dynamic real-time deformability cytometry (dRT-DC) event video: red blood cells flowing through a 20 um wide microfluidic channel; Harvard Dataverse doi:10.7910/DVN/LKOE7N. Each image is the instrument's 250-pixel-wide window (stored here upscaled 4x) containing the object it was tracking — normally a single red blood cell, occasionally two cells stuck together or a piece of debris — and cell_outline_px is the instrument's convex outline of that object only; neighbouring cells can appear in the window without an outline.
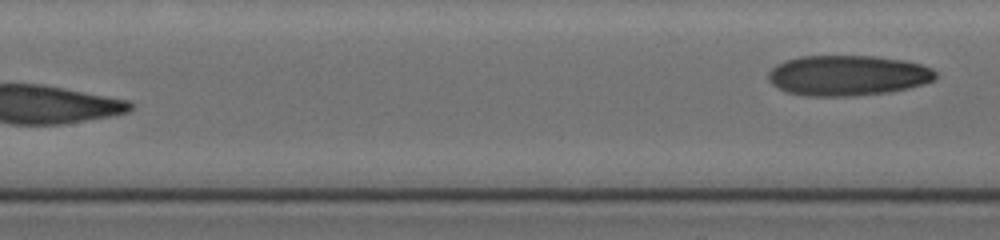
{"species": "human", "species_latin": "Homo sapiens", "temperature_condition": "cold", "stored_images_in_passage": 10, "segment_of_instrument_passage": [2, 2], "camera_frame_rate_fps": 3000, "um_per_image_px": 0.085, "donor": {"sex": "female"}, "frame": {"image": 1, "passage_image": 10, "time_ms": 7.333, "image_size_px": [1000, 240], "cell_outline_px": [[936, 76], [932, 80], [924, 84], [908, 88], [888, 92], [852, 96], [804, 96], [788, 92], [772, 84], [768, 80], [768, 72], [776, 64], [800, 56], [876, 56], [904, 60], [920, 64], [932, 68], [936, 72]], "centroid_in_image_um": [72.05, 6.41], "position_along_channel_um": 135.4, "area_um2": 39.36}}